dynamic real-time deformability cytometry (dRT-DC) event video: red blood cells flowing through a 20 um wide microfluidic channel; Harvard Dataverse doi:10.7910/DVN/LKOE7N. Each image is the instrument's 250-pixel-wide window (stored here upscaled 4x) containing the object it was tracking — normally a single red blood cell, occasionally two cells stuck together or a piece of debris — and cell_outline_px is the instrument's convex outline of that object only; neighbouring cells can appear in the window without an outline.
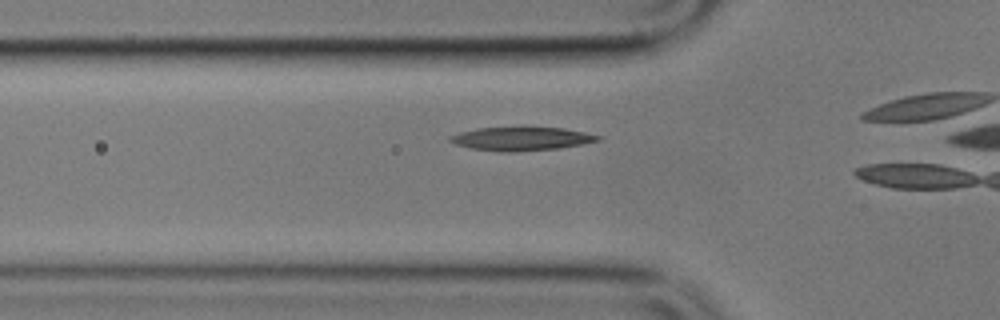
{"species": "common noctule bat (a hibernating species)", "species_latin": "Nyctalus noctula", "temperature_condition": "cold", "stored_images_in_passage": 4, "camera_frame_rate_fps": 3000, "um_per_image_px": 0.085, "animal": {"sex": "male", "body_mass_g": 17.9}, "frame": {"image": 1, "passage_image": 4, "time_ms": 3.667, "image_size_px": [1000, 320], "cell_outline_px": [[604, 136], [600, 140], [584, 144], [560, 148], [512, 152], [504, 152], [472, 148], [456, 144], [448, 140], [448, 136], [460, 132], [476, 128], [564, 128]], "centroid_in_image_um": [44.35, 11.8], "position_along_channel_um": 81.5, "area_um2": 20.11}}